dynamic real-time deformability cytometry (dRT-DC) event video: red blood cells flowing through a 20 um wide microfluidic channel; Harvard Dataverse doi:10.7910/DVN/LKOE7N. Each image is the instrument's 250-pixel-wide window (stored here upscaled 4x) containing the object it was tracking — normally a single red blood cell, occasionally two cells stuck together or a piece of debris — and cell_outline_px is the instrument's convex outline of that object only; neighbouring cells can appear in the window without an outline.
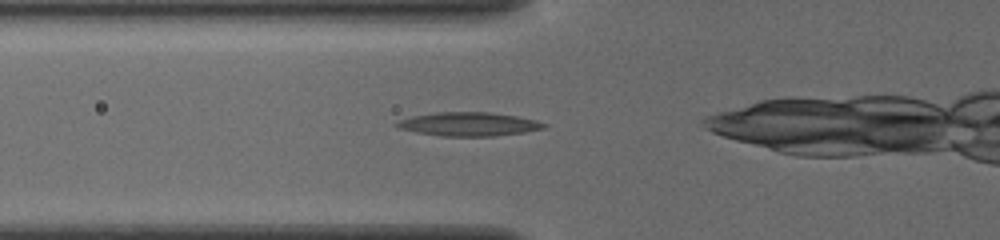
{"species": "common noctule bat (a hibernating species)", "species_latin": "Nyctalus noctula", "temperature_condition": "cold", "stored_images_in_passage": 6, "camera_frame_rate_fps": 3000, "um_per_image_px": 0.085, "animal": {"sex": "female", "body_mass_g": 19.5, "forearm_length_mm": 54.1}, "frame": {"image": 1, "passage_image": 2, "time_ms": 0.333, "image_size_px": [1000, 240], "cell_outline_px": [[548, 124], [544, 128], [524, 132], [492, 136], [440, 136], [416, 132], [400, 128], [392, 124], [400, 120], [412, 116], [436, 112], [488, 112], [516, 116], [536, 120]], "centroid_in_image_um": [39.83, 10.55], "position_along_channel_um": 86.0, "area_um2": 20.23}}
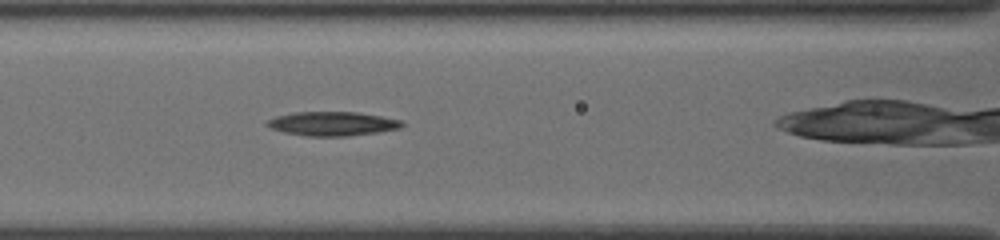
{"frame": {"image": 2, "passage_image": 4, "time_ms": 1.0, "image_size_px": [1000, 240], "cell_outline_px": [[404, 124], [400, 128], [376, 132], [348, 136], [308, 136], [284, 132], [272, 128], [264, 124], [268, 120], [276, 116], [292, 112], [356, 112], [380, 116], [400, 120]], "centroid_in_image_um": [28.22, 10.51], "position_along_channel_um": 138.4, "area_um2": 18.73}}
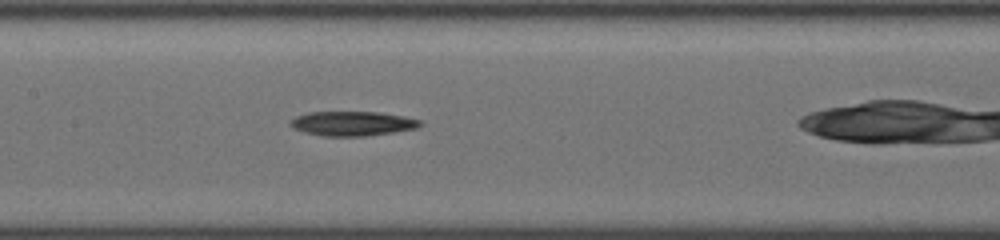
{"frame": {"image": 3, "passage_image": 6, "time_ms": 1.667, "image_size_px": [1000, 240], "cell_outline_px": [[424, 124], [416, 128], [396, 132], [364, 136], [324, 136], [304, 132], [288, 124], [296, 116], [308, 112], [376, 112], [400, 116], [420, 120]], "centroid_in_image_um": [29.96, 10.5], "position_along_channel_um": 177.4, "area_um2": 18.32}}